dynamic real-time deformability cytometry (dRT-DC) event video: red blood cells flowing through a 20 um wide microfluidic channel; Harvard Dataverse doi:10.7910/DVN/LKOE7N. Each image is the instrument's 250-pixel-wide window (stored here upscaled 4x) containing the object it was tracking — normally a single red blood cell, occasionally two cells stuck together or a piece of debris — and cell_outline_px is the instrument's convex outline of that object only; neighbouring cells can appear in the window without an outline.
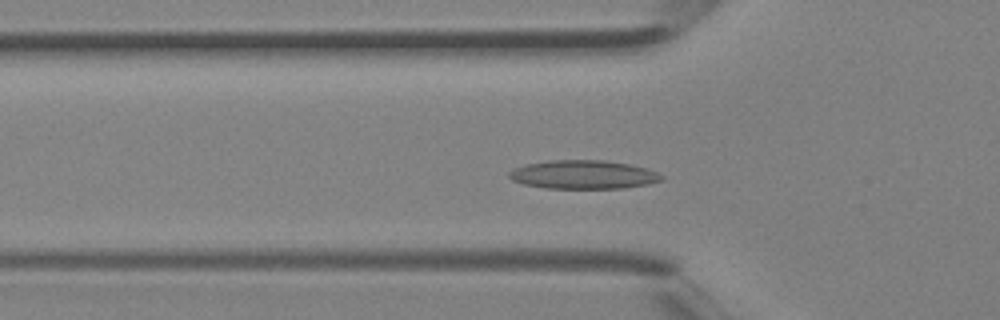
{"species": "Egyptian fruit bat (a non-hibernating species)", "species_latin": "Rousettus aegyptiacus", "temperature_condition": "room temperature", "stored_images_in_passage": 32, "camera_frame_rate_fps": 3000, "um_per_image_px": 0.085, "animal": {"sex": "female"}, "frame": {"image": 1, "passage_image": 5, "time_ms": 1.333, "image_size_px": [1000, 320], "cell_outline_px": [[664, 180], [648, 184], [620, 188], [544, 188], [524, 184], [512, 180], [508, 176], [508, 172], [524, 164], [548, 160], [604, 160], [628, 164], [644, 168], [656, 172], [664, 176]], "centroid_in_image_um": [49.56, 14.84], "position_along_channel_um": 76.2, "area_um2": 25.37}}
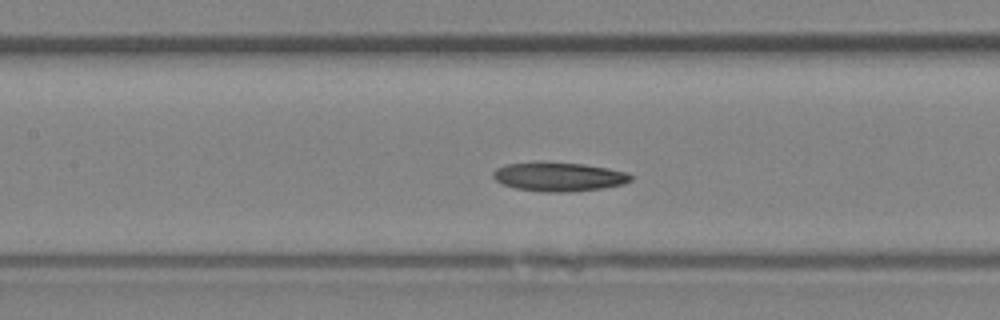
{"frame": {"image": 2, "passage_image": 10, "time_ms": 3.0, "image_size_px": [1000, 320], "cell_outline_px": [[632, 180], [624, 184], [604, 188], [568, 192], [544, 192], [516, 188], [504, 184], [496, 180], [492, 176], [492, 172], [496, 168], [508, 164], [536, 160], [548, 160], [584, 164], [608, 168], [628, 172], [632, 176]], "centroid_in_image_um": [47.5, 14.99], "position_along_channel_um": 159.9, "area_um2": 23.87}}
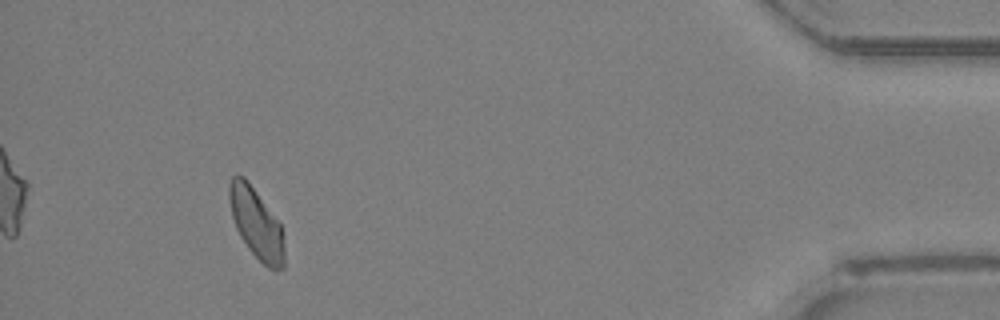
{"frame": {"image": 3, "passage_image": 29, "time_ms": 9.333, "image_size_px": [1000, 320], "cell_outline_px": [[284, 268], [268, 268], [248, 248], [240, 236], [236, 228], [232, 216], [228, 196], [228, 184], [232, 176], [244, 176], [280, 224], [284, 248]], "centroid_in_image_um": [21.75, 18.98], "position_along_channel_um": 413.4, "area_um2": 22.02}}